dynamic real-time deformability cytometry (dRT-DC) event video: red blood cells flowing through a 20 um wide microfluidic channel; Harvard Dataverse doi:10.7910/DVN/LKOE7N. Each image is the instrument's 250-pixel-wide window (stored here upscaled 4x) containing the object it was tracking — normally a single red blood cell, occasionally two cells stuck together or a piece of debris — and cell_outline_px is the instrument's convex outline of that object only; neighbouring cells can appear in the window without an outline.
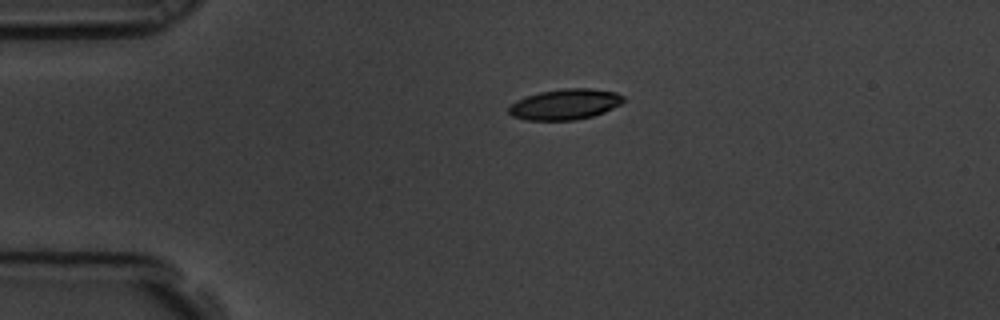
{"species": "common noctule bat (a hibernating species)", "species_latin": "Nyctalus noctula", "temperature_condition": "room temperature", "stored_images_in_passage": 12, "camera_frame_rate_fps": 3000, "um_per_image_px": 0.085, "animal": {"sex": "male", "body_mass_g": 19.5, "forearm_length_mm": 54.6}, "frame": {"image": 1, "passage_image": 1, "time_ms": 0.0, "image_size_px": [1000, 320], "cell_outline_px": [[624, 100], [620, 104], [604, 112], [592, 116], [576, 120], [528, 120], [512, 116], [508, 112], [508, 108], [516, 100], [540, 92], [564, 88], [588, 88], [616, 92], [624, 96]], "centroid_in_image_um": [48.03, 8.87], "position_along_channel_um": 37.0, "area_um2": 20.35}}
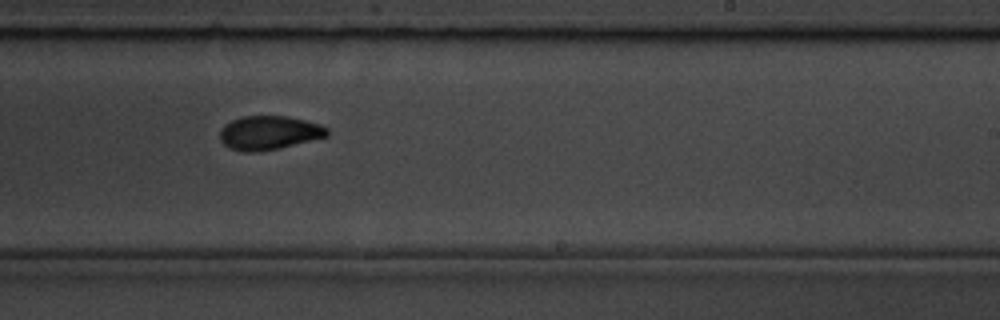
{"frame": {"image": 2, "passage_image": 7, "time_ms": 2.0, "image_size_px": [1000, 320], "cell_outline_px": [[328, 136], [280, 148], [256, 152], [244, 152], [228, 148], [220, 140], [220, 132], [224, 124], [232, 120], [244, 116], [288, 116], [320, 124], [328, 128]], "centroid_in_image_um": [22.86, 11.29], "position_along_channel_um": 266.1, "area_um2": 21.21}}
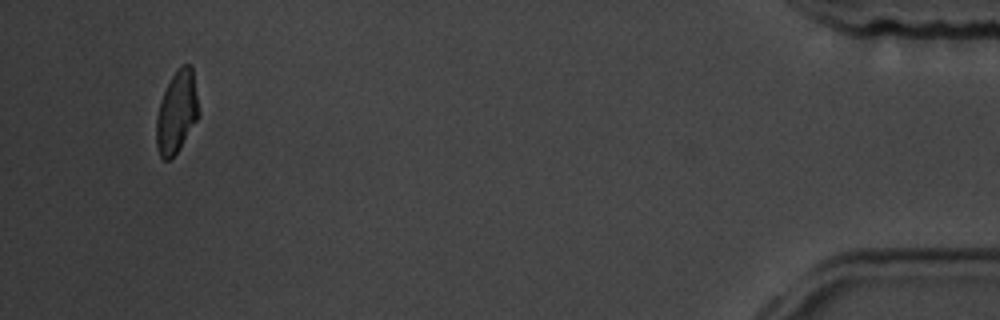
{"frame": {"image": 3, "passage_image": 12, "time_ms": 3.667, "image_size_px": [1000, 320], "cell_outline_px": [[200, 116], [180, 148], [168, 160], [164, 160], [160, 156], [156, 144], [156, 116], [160, 100], [172, 76], [180, 64], [192, 64], [200, 112]], "centroid_in_image_um": [15.04, 9.5], "position_along_channel_um": 420.2, "area_um2": 20.52}}